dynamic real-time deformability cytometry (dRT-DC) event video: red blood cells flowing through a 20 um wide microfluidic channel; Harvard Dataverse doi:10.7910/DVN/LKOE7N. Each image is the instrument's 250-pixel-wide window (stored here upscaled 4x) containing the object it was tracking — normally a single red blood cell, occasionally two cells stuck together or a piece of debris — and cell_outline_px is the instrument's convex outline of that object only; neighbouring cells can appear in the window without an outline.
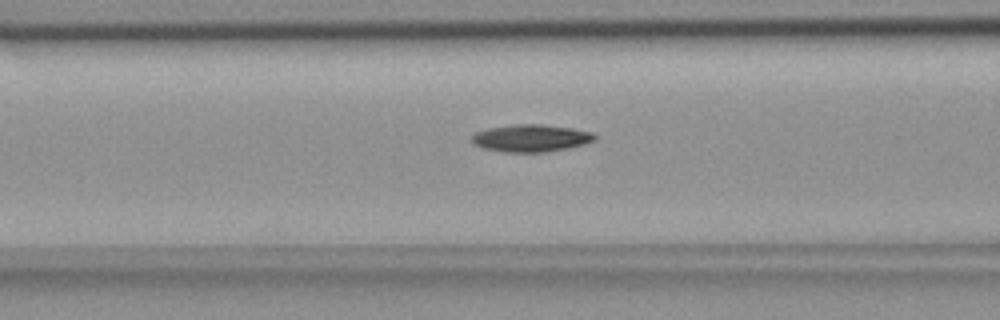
{"species": "common noctule bat (a hibernating species)", "species_latin": "Nyctalus noctula", "temperature_condition": "room temperature", "stored_images_in_passage": 51, "camera_frame_rate_fps": 3000, "um_per_image_px": 0.085, "animal": {"sex": "female", "body_mass_g": 18.4}, "frame": {"image": 1, "passage_image": 18, "time_ms": 5.667, "image_size_px": [1000, 320], "cell_outline_px": [[596, 140], [584, 144], [568, 148], [544, 152], [504, 152], [484, 148], [472, 144], [472, 136], [476, 132], [488, 128], [516, 124], [540, 124], [572, 128], [592, 132], [596, 136]], "centroid_in_image_um": [45.13, 11.74], "position_along_channel_um": 121.5, "area_um2": 19.54}}
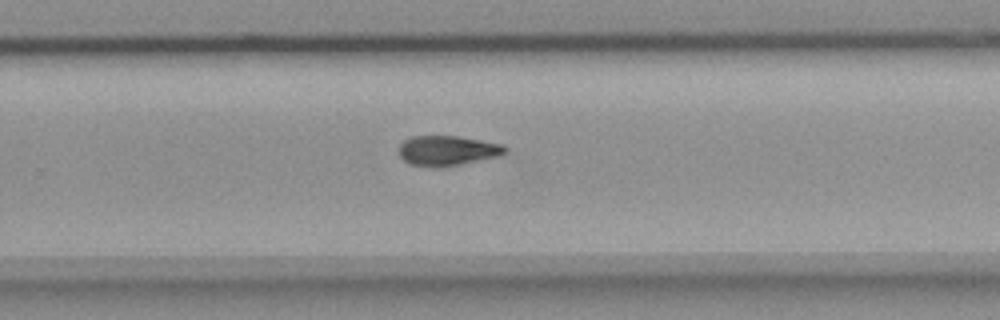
{"frame": {"image": 2, "passage_image": 32, "time_ms": 10.333, "image_size_px": [1000, 320], "cell_outline_px": [[508, 152], [496, 156], [444, 168], [432, 168], [408, 164], [400, 156], [400, 144], [404, 140], [412, 136], [456, 136], [504, 144], [508, 148]], "centroid_in_image_um": [38.02, 12.82], "position_along_channel_um": 291.8, "area_um2": 18.73}}
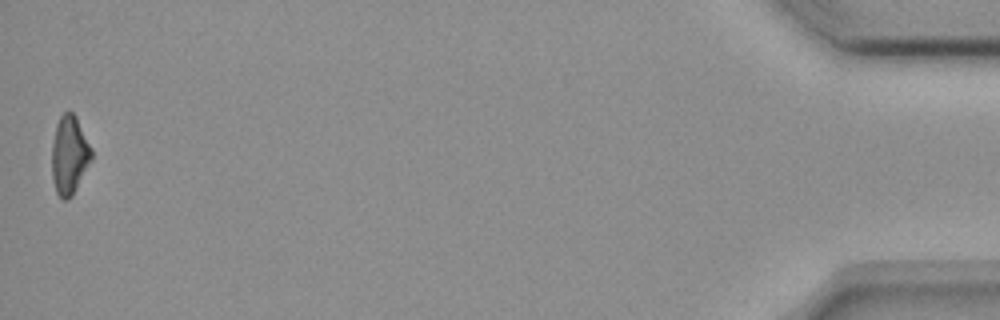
{"frame": {"image": 3, "passage_image": 51, "time_ms": 16.667, "image_size_px": [1000, 320], "cell_outline_px": [[92, 160], [72, 196], [68, 200], [64, 200], [56, 192], [52, 176], [52, 144], [56, 124], [60, 116], [64, 112], [72, 112], [76, 116], [92, 148]], "centroid_in_image_um": [5.9, 13.18], "position_along_channel_um": 429.3, "area_um2": 18.21}, "authors_computed_cell_mechanics": {"area_um2": 18.5538, "velocity_mm_per_s": 3.6603, "shape_relaxation_time_tau1_ms": 9.6152, "shape_relaxation_time_tau2_ms": null, "deformation_change_tau1": 0.2181, "deformation_change_tau2": null}}